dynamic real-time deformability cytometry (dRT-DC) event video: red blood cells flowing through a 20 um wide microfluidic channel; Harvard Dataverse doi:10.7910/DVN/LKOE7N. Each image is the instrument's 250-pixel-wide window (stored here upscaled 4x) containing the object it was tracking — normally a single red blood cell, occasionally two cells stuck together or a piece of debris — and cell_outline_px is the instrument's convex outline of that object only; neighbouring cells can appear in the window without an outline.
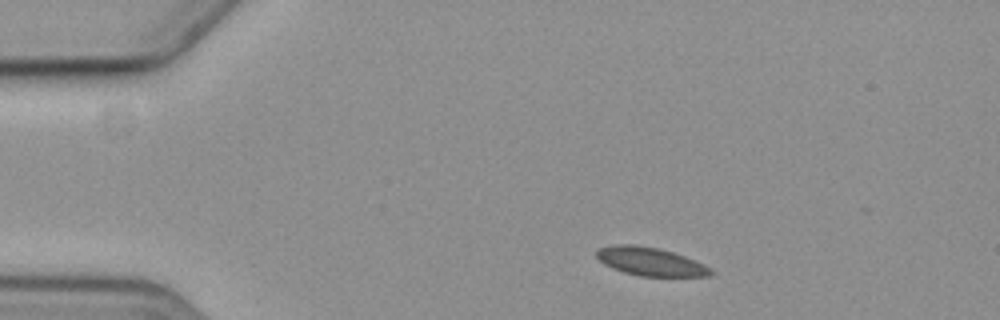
{"species": "common noctule bat (a hibernating species)", "species_latin": "Nyctalus noctula", "temperature_condition": "cold", "stored_images_in_passage": 3, "camera_frame_rate_fps": 3000, "um_per_image_px": 0.085, "animal": {"sex": "female", "body_mass_g": 19.3, "forearm_length_mm": 54.1}, "frame": {"image": 1, "passage_image": 1, "time_ms": 0.0, "image_size_px": [1000, 320], "cell_outline_px": [[716, 272], [712, 276], [640, 276], [624, 272], [612, 268], [604, 264], [596, 256], [596, 252], [600, 248], [612, 244], [636, 244], [660, 248], [696, 260], [712, 268]], "centroid_in_image_um": [55.32, 22.23], "position_along_channel_um": 29.7, "area_um2": 19.07}}